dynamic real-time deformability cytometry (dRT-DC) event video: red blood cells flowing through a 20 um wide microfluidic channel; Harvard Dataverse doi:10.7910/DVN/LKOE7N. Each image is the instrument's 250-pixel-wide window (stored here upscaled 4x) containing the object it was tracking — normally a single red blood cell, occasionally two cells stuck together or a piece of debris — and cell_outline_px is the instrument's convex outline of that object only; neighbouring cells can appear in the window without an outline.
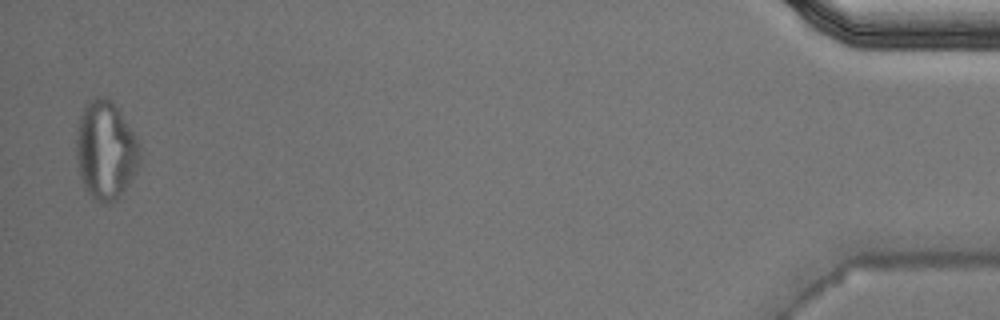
{"species": "Egyptian fruit bat (a non-hibernating species)", "species_latin": "Rousettus aegyptiacus", "temperature_condition": "warm", "stored_images_in_passage": 37, "camera_frame_rate_fps": 3000, "um_per_image_px": 0.085, "animal": {"sex": "male"}, "frame": {"image": 1, "passage_image": 37, "time_ms": 12.0, "image_size_px": [1000, 320], "cell_outline_px": [[140, 164], [136, 172], [128, 184], [116, 200], [112, 204], [104, 204], [96, 200], [84, 188], [80, 176], [76, 156], [76, 132], [80, 116], [84, 104], [96, 96], [108, 96], [112, 100], [128, 124], [140, 144]], "centroid_in_image_um": [8.98, 12.76], "position_along_channel_um": 426.2, "area_um2": 36.82}}